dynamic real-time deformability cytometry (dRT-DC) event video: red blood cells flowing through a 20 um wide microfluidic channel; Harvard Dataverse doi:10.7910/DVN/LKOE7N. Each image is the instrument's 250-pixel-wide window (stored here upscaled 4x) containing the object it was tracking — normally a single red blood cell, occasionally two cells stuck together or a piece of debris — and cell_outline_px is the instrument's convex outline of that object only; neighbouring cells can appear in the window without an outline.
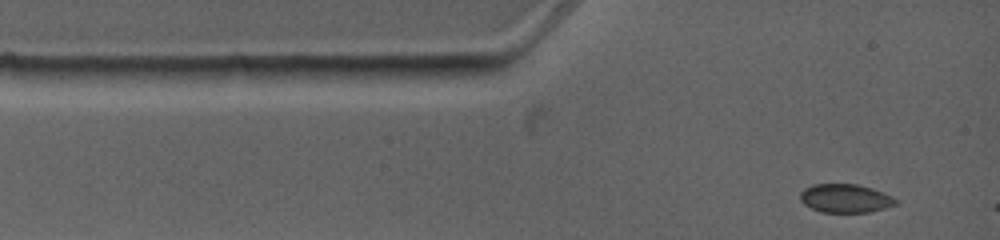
{"species": "common noctule bat (a hibernating species)", "species_latin": "Nyctalus noctula", "temperature_condition": "warm", "stored_images_in_passage": 4, "camera_frame_rate_fps": 4500, "um_per_image_px": 0.085, "animal": {"sex": "female", "body_mass_g": 19.0, "forearm_length_mm": 53.3}, "frame": {"image": 1, "passage_image": 1, "time_ms": 0.0, "image_size_px": [1000, 240], "cell_outline_px": [[900, 200], [896, 204], [884, 208], [868, 212], [820, 212], [804, 204], [800, 200], [800, 192], [804, 188], [812, 184], [856, 184], [872, 188], [892, 196]], "centroid_in_image_um": [71.85, 16.85], "position_along_channel_um": 13.2, "area_um2": 15.95}}